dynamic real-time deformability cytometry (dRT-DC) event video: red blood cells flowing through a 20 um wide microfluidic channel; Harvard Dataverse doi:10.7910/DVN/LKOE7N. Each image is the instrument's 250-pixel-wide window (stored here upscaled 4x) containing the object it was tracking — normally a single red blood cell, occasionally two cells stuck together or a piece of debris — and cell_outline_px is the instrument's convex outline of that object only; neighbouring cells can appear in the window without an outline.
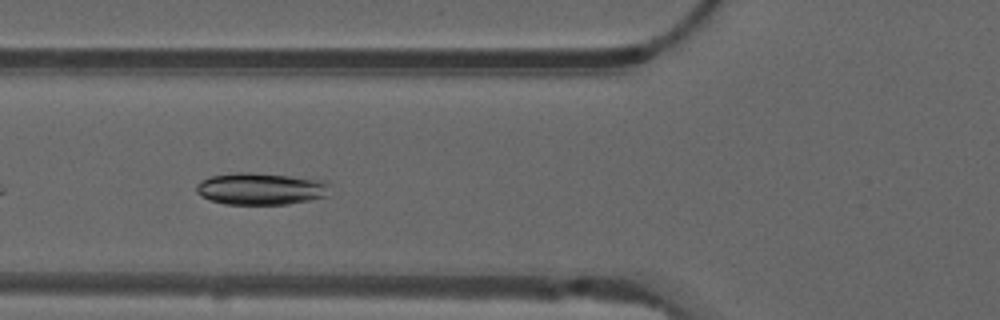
{"species": "common noctule bat (a hibernating species)", "species_latin": "Nyctalus noctula", "temperature_condition": "warm", "stored_images_in_passage": 11, "camera_frame_rate_fps": 3000, "um_per_image_px": 0.085, "animal": {"sex": "male", "forearm_length_mm": 52.5}, "frame": {"image": 1, "passage_image": 5, "time_ms": 1.333, "image_size_px": [1000, 320], "cell_outline_px": [[332, 184], [324, 196], [308, 200], [288, 204], [224, 204], [200, 196], [196, 192], [196, 184], [200, 180], [208, 176], [236, 172], [252, 172], [328, 180]], "centroid_in_image_um": [22.15, 16.03], "position_along_channel_um": 103.7, "area_um2": 25.14}}
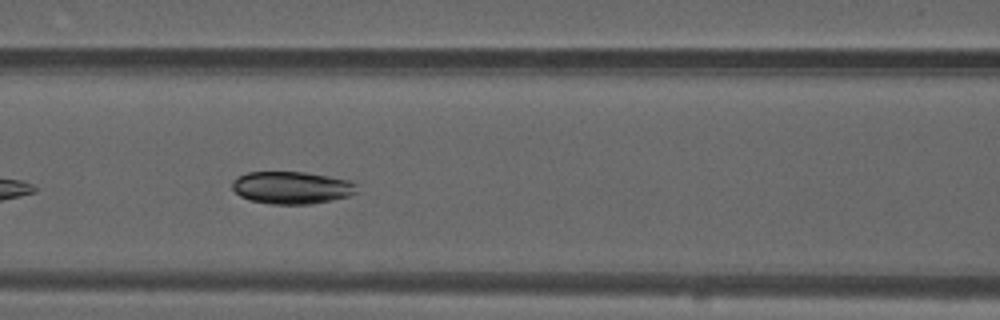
{"frame": {"image": 2, "passage_image": 8, "time_ms": 2.333, "image_size_px": [1000, 320], "cell_outline_px": [[360, 192], [348, 196], [312, 204], [272, 204], [252, 200], [240, 196], [232, 188], [232, 180], [236, 176], [248, 172], [304, 172], [328, 176], [348, 180], [356, 184]], "centroid_in_image_um": [24.8, 15.94], "position_along_channel_um": 141.8, "area_um2": 23.58}}